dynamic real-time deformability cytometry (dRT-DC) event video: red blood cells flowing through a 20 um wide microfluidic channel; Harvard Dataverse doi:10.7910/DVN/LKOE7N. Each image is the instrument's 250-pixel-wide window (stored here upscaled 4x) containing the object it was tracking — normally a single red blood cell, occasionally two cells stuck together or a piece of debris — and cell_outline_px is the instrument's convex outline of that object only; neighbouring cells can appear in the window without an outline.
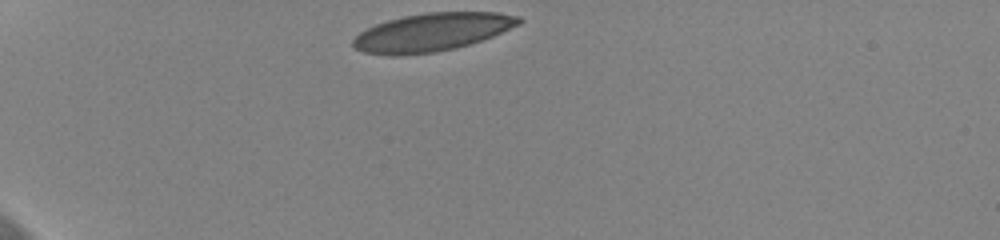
{"species": "human", "species_latin": "Homo sapiens", "temperature_condition": "cold", "stored_images_in_passage": 34, "camera_frame_rate_fps": 3000, "um_per_image_px": 0.085, "donor": {"sex": "female"}, "frame": {"image": 1, "passage_image": 1, "time_ms": 0.0, "image_size_px": [1000, 240], "cell_outline_px": [[524, 20], [520, 24], [492, 36], [456, 48], [436, 52], [396, 56], [388, 56], [364, 52], [356, 48], [352, 44], [352, 40], [360, 32], [376, 24], [388, 20], [404, 16], [428, 12], [496, 12], [520, 16]], "centroid_in_image_um": [36.72, 2.74], "position_along_channel_um": 48.3, "area_um2": 36.7}}
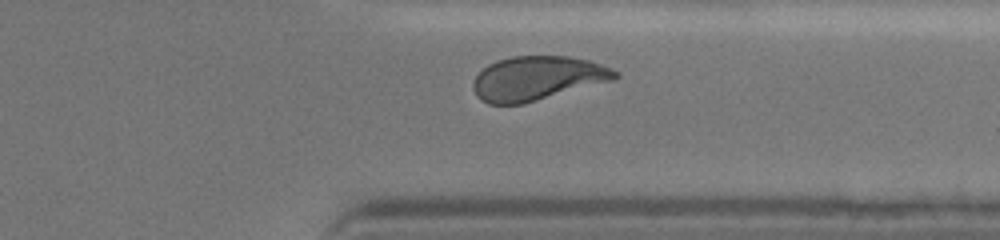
{"frame": {"image": 2, "passage_image": 31, "time_ms": 10.0, "image_size_px": [1000, 240], "cell_outline_px": [[620, 76], [616, 80], [524, 104], [488, 104], [480, 100], [476, 96], [472, 88], [472, 84], [476, 76], [488, 64], [496, 60], [512, 56], [568, 56], [588, 60], [600, 64], [620, 72]], "centroid_in_image_um": [45.69, 6.66], "position_along_channel_um": 365.7, "area_um2": 36.93}, "authors_computed_cell_mechanics": {"area_um2": 36.8764, "velocity_mm_per_s": 3.6173, "shape_relaxation_time_tau1_ms": 5.8686, "shape_relaxation_time_tau2_ms": 0.9285, "deformation_change_tau1": 0.1703, "deformation_change_tau2": 0.0788}}